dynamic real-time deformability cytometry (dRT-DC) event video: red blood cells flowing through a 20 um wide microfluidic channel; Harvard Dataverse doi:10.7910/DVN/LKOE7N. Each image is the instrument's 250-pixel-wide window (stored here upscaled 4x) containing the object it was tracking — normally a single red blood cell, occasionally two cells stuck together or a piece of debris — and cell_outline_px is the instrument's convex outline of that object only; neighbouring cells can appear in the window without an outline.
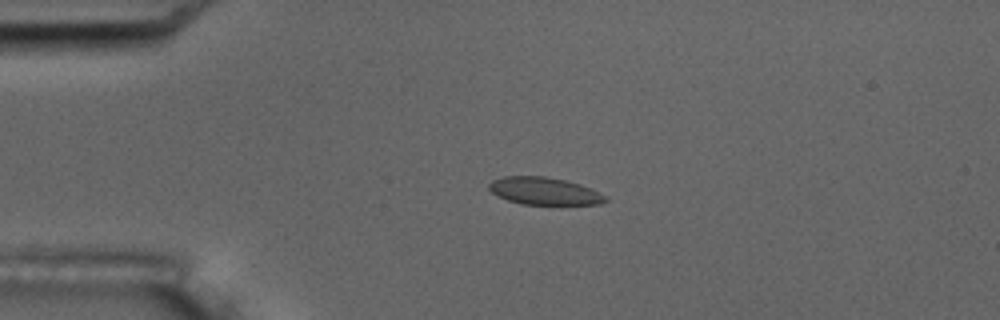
{"species": "common noctule bat (a hibernating species)", "species_latin": "Nyctalus noctula", "temperature_condition": "room temperature", "stored_images_in_passage": 4, "camera_frame_rate_fps": 3000, "um_per_image_px": 0.085, "animal": {"sex": "male", "body_mass_g": 17.5, "forearm_length_mm": 52.3}, "frame": {"image": 1, "passage_image": 3, "time_ms": 2.333, "image_size_px": [1000, 320], "cell_outline_px": [[608, 200], [600, 204], [520, 204], [496, 196], [488, 188], [488, 184], [492, 180], [504, 176], [544, 176], [564, 180], [580, 184], [608, 196]], "centroid_in_image_um": [46.24, 16.24], "position_along_channel_um": 38.8, "area_um2": 18.61}}